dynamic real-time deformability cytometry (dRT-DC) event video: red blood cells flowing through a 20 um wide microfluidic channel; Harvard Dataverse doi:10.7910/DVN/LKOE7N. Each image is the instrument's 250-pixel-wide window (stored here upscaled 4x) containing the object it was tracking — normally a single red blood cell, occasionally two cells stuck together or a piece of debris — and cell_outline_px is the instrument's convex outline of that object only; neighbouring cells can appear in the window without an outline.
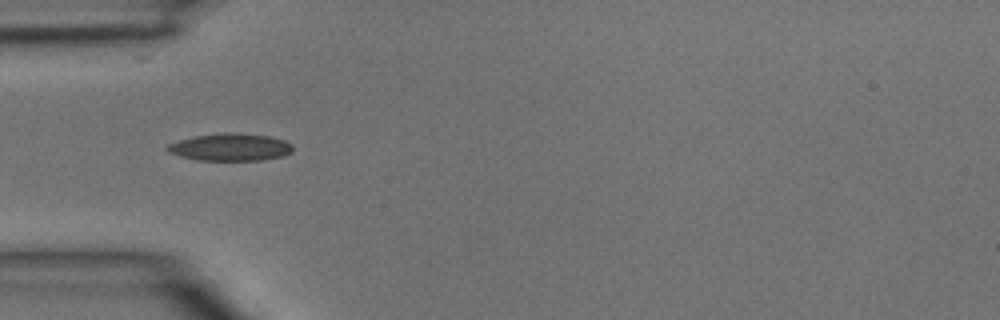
{"species": "common noctule bat (a hibernating species)", "species_latin": "Nyctalus noctula", "temperature_condition": "room temperature", "stored_images_in_passage": 5, "camera_frame_rate_fps": 3000, "um_per_image_px": 0.085, "animal": {"sex": "male", "body_mass_g": 15.6}, "frame": {"image": 1, "passage_image": 4, "time_ms": 1.0, "image_size_px": [1000, 320], "cell_outline_px": [[292, 152], [284, 156], [264, 160], [200, 160], [180, 156], [168, 152], [164, 148], [168, 144], [192, 136], [224, 132], [236, 132], [272, 136], [284, 140], [292, 144]], "centroid_in_image_um": [19.6, 12.49], "position_along_channel_um": 65.4, "area_um2": 20.29}}
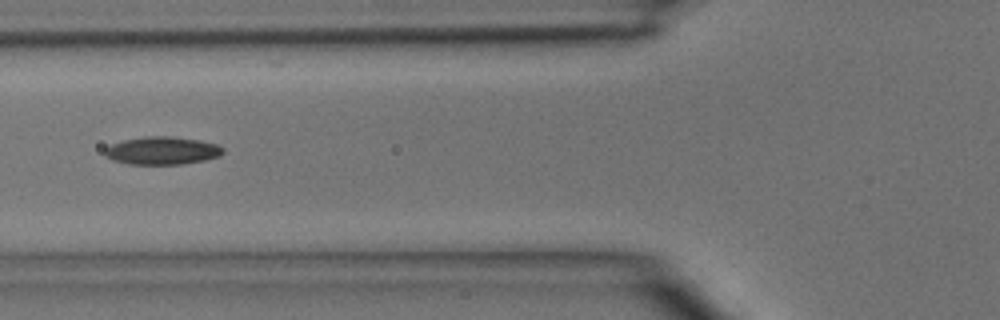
{"frame": {"image": 2, "passage_image": 5, "time_ms": 1.333, "image_size_px": [1000, 320], "cell_outline_px": [[224, 152], [220, 156], [204, 160], [180, 164], [128, 164], [112, 160], [104, 156], [104, 148], [112, 144], [124, 140], [144, 136], [168, 136], [200, 140], [216, 144], [224, 148]], "centroid_in_image_um": [13.76, 12.8], "position_along_channel_um": 112.0, "area_um2": 19.25}}